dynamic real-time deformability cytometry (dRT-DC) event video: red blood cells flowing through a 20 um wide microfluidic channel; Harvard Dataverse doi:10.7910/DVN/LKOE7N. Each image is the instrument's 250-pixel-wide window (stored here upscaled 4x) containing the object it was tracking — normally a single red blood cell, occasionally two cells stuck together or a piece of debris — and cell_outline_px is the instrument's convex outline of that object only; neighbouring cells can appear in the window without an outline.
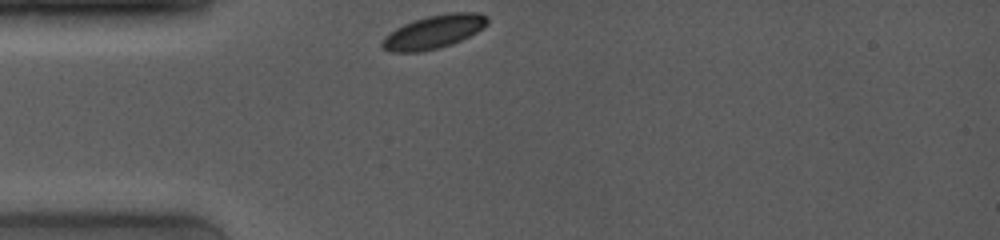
{"species": "common noctule bat (a hibernating species)", "species_latin": "Nyctalus noctula", "temperature_condition": "room temperature", "stored_images_in_passage": 41, "camera_frame_rate_fps": 4000, "um_per_image_px": 0.085, "animal": {"sex": "female", "body_mass_g": 19.0, "forearm_length_mm": 53.3}, "frame": {"image": 1, "passage_image": 1, "time_ms": 0.0, "image_size_px": [1000, 240], "cell_outline_px": [[488, 24], [476, 32], [452, 44], [440, 48], [420, 52], [392, 52], [380, 48], [380, 44], [384, 36], [396, 28], [404, 24], [428, 16], [452, 12], [476, 12], [488, 16]], "centroid_in_image_um": [36.85, 2.72], "position_along_channel_um": 48.2, "area_um2": 20.46}}
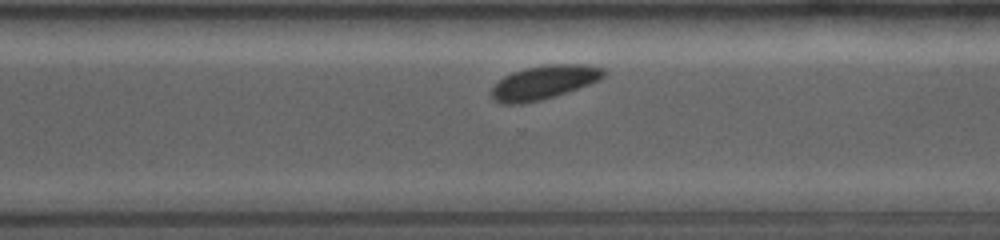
{"frame": {"image": 2, "passage_image": 31, "time_ms": 7.5, "image_size_px": [1000, 240], "cell_outline_px": [[604, 76], [600, 80], [540, 100], [524, 104], [504, 104], [496, 100], [492, 96], [492, 88], [504, 76], [512, 72], [528, 68], [548, 64], [584, 64], [604, 68]], "centroid_in_image_um": [46.24, 6.99], "position_along_channel_um": 324.4, "area_um2": 21.62}}
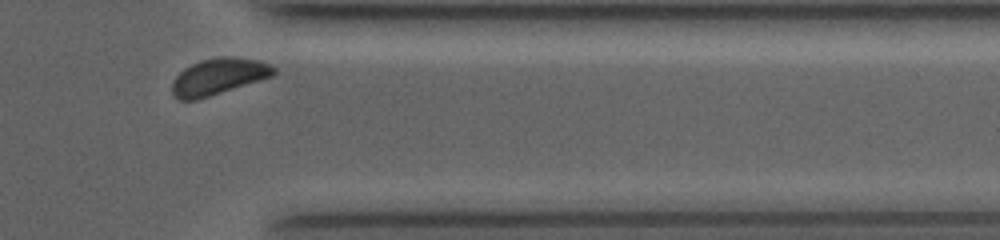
{"frame": {"image": 3, "passage_image": 38, "time_ms": 9.25, "image_size_px": [1000, 240], "cell_outline_px": [[276, 72], [272, 76], [260, 80], [196, 100], [180, 100], [172, 92], [172, 80], [184, 68], [200, 60], [224, 56], [256, 60], [268, 64], [276, 68]], "centroid_in_image_um": [18.55, 6.51], "position_along_channel_um": 392.9, "area_um2": 21.15}}